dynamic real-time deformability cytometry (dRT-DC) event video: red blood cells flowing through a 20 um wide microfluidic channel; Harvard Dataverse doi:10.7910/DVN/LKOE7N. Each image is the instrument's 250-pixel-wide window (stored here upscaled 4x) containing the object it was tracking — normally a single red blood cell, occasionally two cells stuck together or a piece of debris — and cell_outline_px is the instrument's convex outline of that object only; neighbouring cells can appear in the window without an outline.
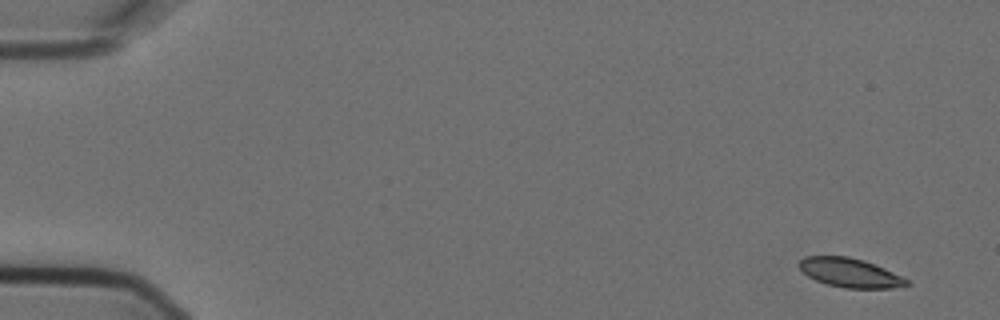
{"species": "Egyptian fruit bat (a non-hibernating species)", "species_latin": "Rousettus aegyptiacus", "temperature_condition": "cold", "stored_images_in_passage": 6, "camera_frame_rate_fps": 3000, "um_per_image_px": 0.085, "animal": {"sex": "female"}, "frame": {"image": 1, "passage_image": 1, "time_ms": 0.0, "image_size_px": [1000, 320], "cell_outline_px": [[912, 284], [892, 288], [844, 288], [828, 284], [816, 280], [808, 276], [796, 264], [804, 256], [848, 256], [864, 260], [884, 268], [908, 280]], "centroid_in_image_um": [72.23, 23.18], "position_along_channel_um": 12.8, "area_um2": 18.15}}